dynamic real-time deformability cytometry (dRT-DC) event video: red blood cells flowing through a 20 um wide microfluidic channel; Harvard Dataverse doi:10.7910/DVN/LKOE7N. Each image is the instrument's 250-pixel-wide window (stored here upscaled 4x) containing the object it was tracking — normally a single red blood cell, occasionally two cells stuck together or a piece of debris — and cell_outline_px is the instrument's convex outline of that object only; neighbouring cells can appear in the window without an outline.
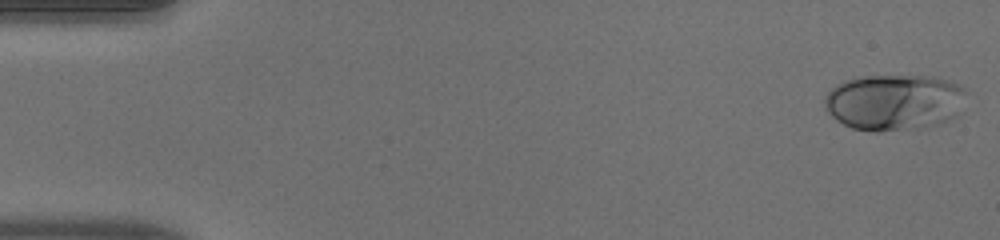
{"species": "human", "species_latin": "Homo sapiens", "temperature_condition": "warm", "stored_images_in_passage": 50, "camera_frame_rate_fps": 3000, "um_per_image_px": 0.085, "donor": {"sex": "male"}, "frame": {"image": 1, "passage_image": 1, "time_ms": 0.0, "image_size_px": [1000, 240], "cell_outline_px": [[964, 92], [956, 116], [936, 124], [924, 128], [880, 132], [872, 132], [852, 128], [836, 120], [824, 108], [824, 96], [836, 84], [844, 80], [864, 76], [932, 76], [952, 80], [960, 84], [964, 88]], "centroid_in_image_um": [75.96, 8.69], "position_along_channel_um": 9.0, "area_um2": 46.59}}
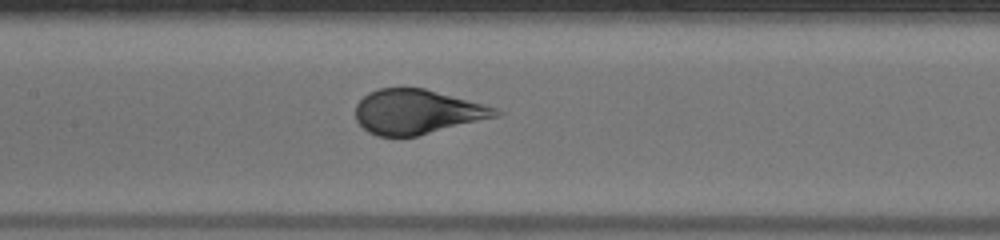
{"frame": {"image": 2, "passage_image": 24, "time_ms": 7.667, "image_size_px": [1000, 240], "cell_outline_px": [[504, 112], [500, 116], [416, 136], [376, 136], [368, 132], [356, 120], [356, 104], [368, 92], [380, 88], [424, 88], [484, 104], [496, 108]], "centroid_in_image_um": [35.46, 9.5], "position_along_channel_um": 171.9, "area_um2": 36.3}}
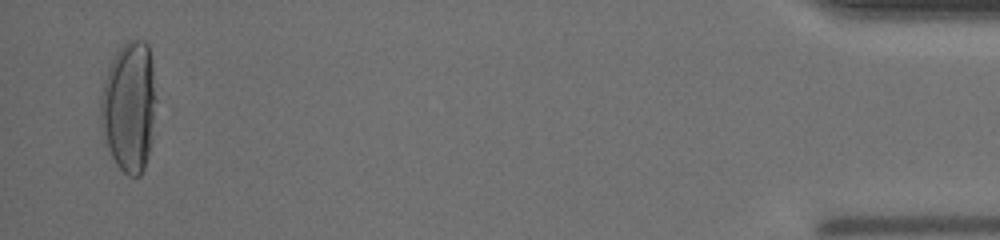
{"frame": {"image": 3, "passage_image": 49, "time_ms": 16.0, "image_size_px": [1000, 240], "cell_outline_px": [[156, 100], [152, 140], [144, 168], [140, 176], [128, 176], [116, 164], [108, 148], [100, 124], [100, 100], [104, 80], [108, 68], [116, 52], [128, 40], [144, 40], [148, 44], [152, 64]], "centroid_in_image_um": [10.98, 9.07], "position_along_channel_um": 424.2, "area_um2": 42.25}, "authors_computed_cell_mechanics": {"area_um2": 39.2173, "velocity_mm_per_s": 4.0219, "shape_relaxation_time_tau1_ms": 4.348, "shape_relaxation_time_tau2_ms": null, "deformation_change_tau1": 0.2432, "deformation_change_tau2": null}}